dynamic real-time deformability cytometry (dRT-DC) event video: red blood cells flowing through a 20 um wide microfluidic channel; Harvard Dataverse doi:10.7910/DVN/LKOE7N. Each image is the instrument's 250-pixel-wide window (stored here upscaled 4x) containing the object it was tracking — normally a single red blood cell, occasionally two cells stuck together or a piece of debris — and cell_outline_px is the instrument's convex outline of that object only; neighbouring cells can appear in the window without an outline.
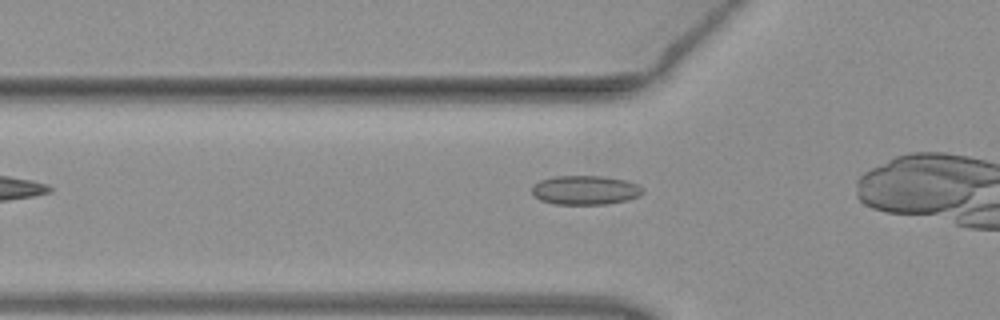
{"species": "common noctule bat (a hibernating species)", "species_latin": "Nyctalus noctula", "temperature_condition": "warm", "stored_images_in_passage": 22, "camera_frame_rate_fps": 3000, "um_per_image_px": 0.085, "animal": {"sex": "female", "body_mass_g": 19.3, "forearm_length_mm": 54.1}, "frame": {"image": 1, "passage_image": 4, "time_ms": 1.0, "image_size_px": [1000, 320], "cell_outline_px": [[644, 192], [640, 196], [628, 200], [608, 204], [556, 204], [540, 200], [532, 196], [532, 184], [540, 180], [556, 176], [604, 176], [628, 180], [644, 188]], "centroid_in_image_um": [49.76, 16.16], "position_along_channel_um": 76.0, "area_um2": 19.13}}
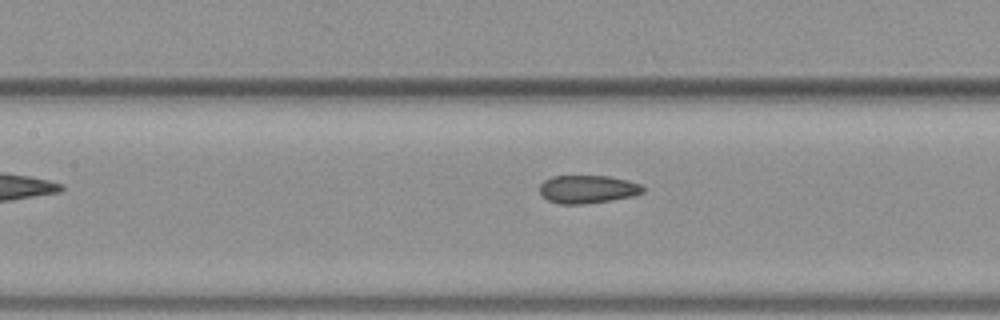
{"frame": {"image": 2, "passage_image": 10, "time_ms": 3.0, "image_size_px": [1000, 320], "cell_outline_px": [[644, 192], [632, 196], [612, 200], [584, 204], [560, 204], [548, 200], [540, 192], [540, 184], [544, 180], [552, 176], [608, 176], [628, 180], [644, 184]], "centroid_in_image_um": [49.98, 16.08], "position_along_channel_um": 157.4, "area_um2": 16.99}}
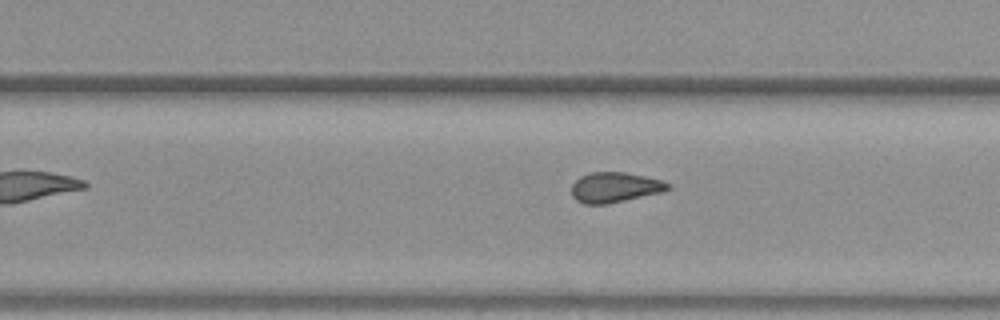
{"frame": {"image": 3, "passage_image": 19, "time_ms": 6.0, "image_size_px": [1000, 320], "cell_outline_px": [[668, 188], [664, 192], [608, 204], [584, 204], [576, 200], [572, 196], [572, 184], [580, 176], [592, 172], [624, 172], [644, 176], [660, 180], [668, 184]], "centroid_in_image_um": [52.23, 15.93], "position_along_channel_um": 277.6, "area_um2": 16.88}}